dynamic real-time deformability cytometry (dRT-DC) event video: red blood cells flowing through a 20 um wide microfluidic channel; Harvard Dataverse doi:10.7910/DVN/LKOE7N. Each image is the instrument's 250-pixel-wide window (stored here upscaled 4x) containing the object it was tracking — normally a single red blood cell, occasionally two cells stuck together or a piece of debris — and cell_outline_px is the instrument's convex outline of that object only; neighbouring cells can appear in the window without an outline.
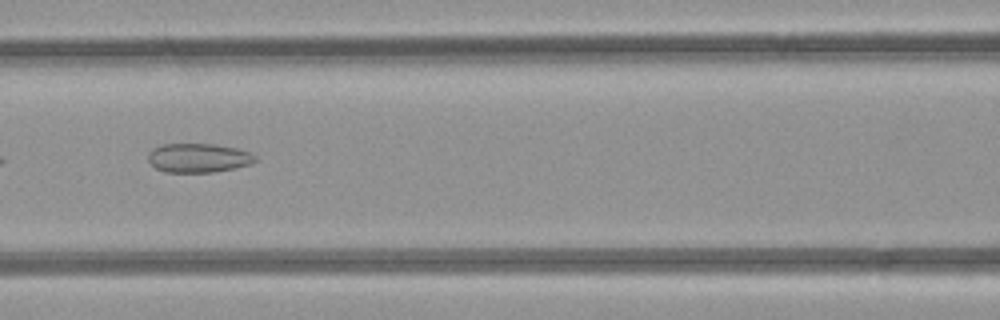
{"species": "common noctule bat (a hibernating species)", "species_latin": "Nyctalus noctula", "temperature_condition": "room temperature", "stored_images_in_passage": 7, "camera_frame_rate_fps": 3000, "um_per_image_px": 0.085, "animal": {"sex": "female", "body_mass_g": 21.9}, "frame": {"image": 1, "passage_image": 7, "time_ms": 6.667, "image_size_px": [1000, 320], "cell_outline_px": [[256, 160], [248, 164], [236, 168], [212, 172], [164, 172], [156, 168], [148, 160], [148, 152], [152, 148], [160, 144], [216, 144], [236, 148], [252, 152], [256, 156]], "centroid_in_image_um": [16.85, 13.41], "position_along_channel_um": 149.8, "area_um2": 18.26}}